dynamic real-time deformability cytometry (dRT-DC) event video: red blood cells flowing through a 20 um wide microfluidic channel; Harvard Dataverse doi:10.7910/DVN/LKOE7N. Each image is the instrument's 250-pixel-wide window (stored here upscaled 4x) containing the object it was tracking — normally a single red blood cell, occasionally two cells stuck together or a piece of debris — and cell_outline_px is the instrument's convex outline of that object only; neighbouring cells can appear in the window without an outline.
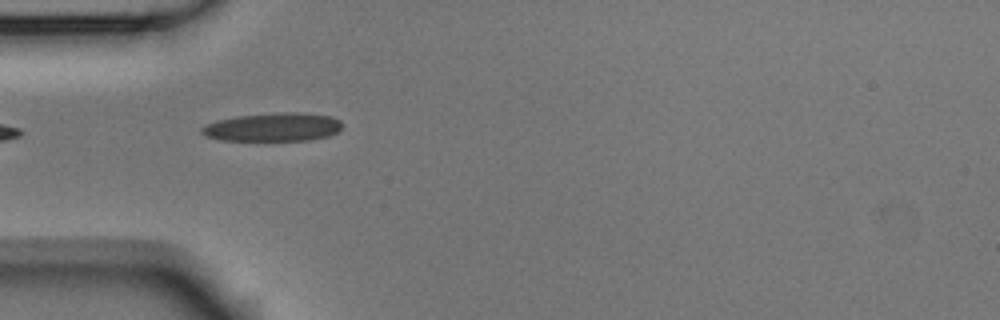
{"species": "Egyptian fruit bat (a non-hibernating species)", "species_latin": "Rousettus aegyptiacus", "temperature_condition": "room temperature", "stored_images_in_passage": 5, "camera_frame_rate_fps": 3000, "um_per_image_px": 0.085, "animal": {"sex": "male"}, "frame": {"image": 1, "passage_image": 1, "time_ms": 0.0, "image_size_px": [1000, 320], "cell_outline_px": [[340, 128], [336, 132], [328, 136], [308, 140], [220, 140], [204, 136], [200, 132], [200, 128], [208, 124], [220, 120], [236, 116], [288, 112], [296, 112], [332, 116], [340, 120]], "centroid_in_image_um": [23.19, 10.81], "position_along_channel_um": 61.8, "area_um2": 23.0}}
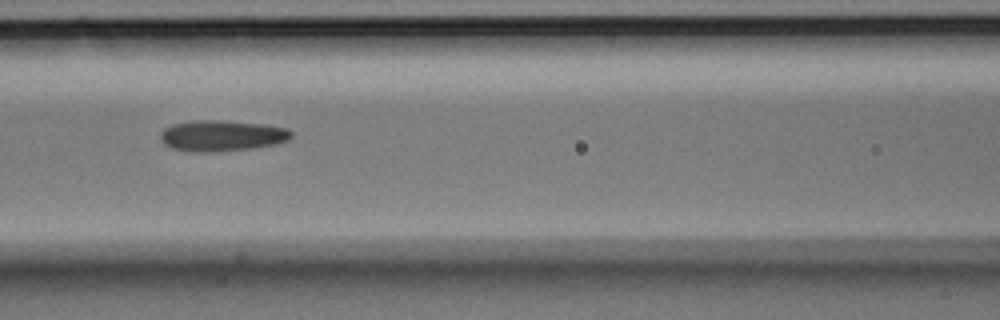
{"frame": {"image": 2, "passage_image": 3, "time_ms": 0.667, "image_size_px": [1000, 320], "cell_outline_px": [[292, 136], [288, 140], [276, 144], [252, 148], [212, 152], [192, 152], [172, 148], [164, 144], [160, 140], [160, 132], [164, 128], [172, 124], [192, 120], [220, 120], [268, 124], [288, 128], [292, 132]], "centroid_in_image_um": [18.85, 11.52], "position_along_channel_um": 147.7, "area_um2": 23.93}}
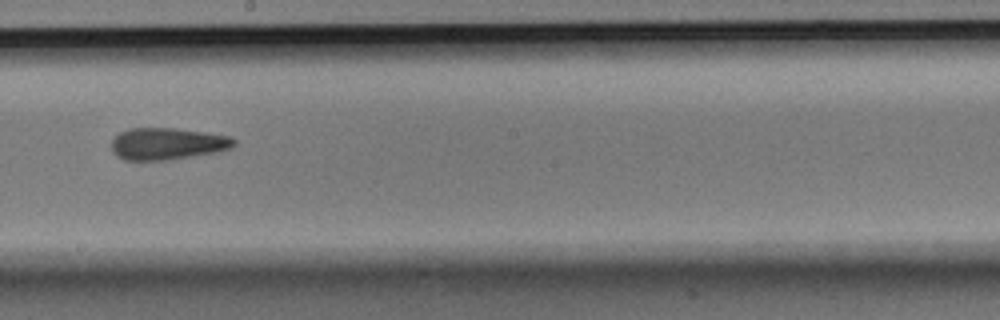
{"frame": {"image": 3, "passage_image": 5, "time_ms": 1.333, "image_size_px": [1000, 320], "cell_outline_px": [[236, 144], [232, 148], [220, 152], [172, 160], [124, 160], [116, 156], [112, 152], [112, 140], [120, 132], [128, 128], [176, 128], [232, 136], [236, 140]], "centroid_in_image_um": [14.27, 12.23], "position_along_channel_um": 233.9, "area_um2": 23.24}}